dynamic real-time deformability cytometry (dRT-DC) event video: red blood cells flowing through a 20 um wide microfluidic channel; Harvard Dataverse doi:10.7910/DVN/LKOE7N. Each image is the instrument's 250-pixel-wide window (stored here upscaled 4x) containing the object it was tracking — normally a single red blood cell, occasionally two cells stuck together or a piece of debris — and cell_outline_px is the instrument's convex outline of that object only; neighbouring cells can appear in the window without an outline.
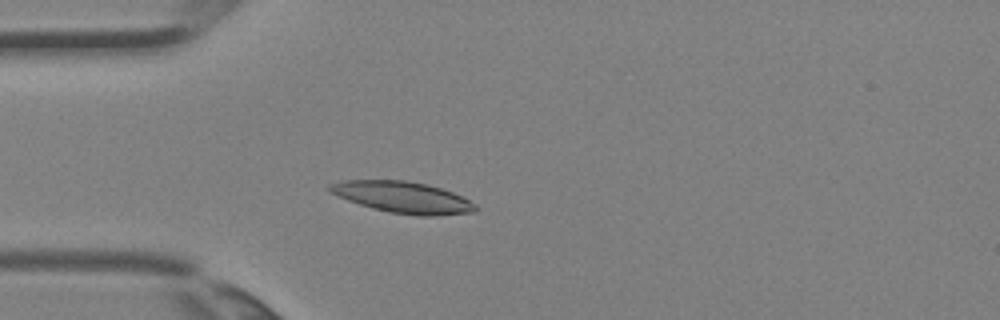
{"species": "Egyptian fruit bat (a non-hibernating species)", "species_latin": "Rousettus aegyptiacus", "temperature_condition": "room temperature", "stored_images_in_passage": 3, "camera_frame_rate_fps": 3000, "um_per_image_px": 0.085, "animal": {"sex": "female"}, "frame": {"image": 1, "passage_image": 3, "time_ms": 0.667, "image_size_px": [1000, 320], "cell_outline_px": [[476, 212], [436, 216], [420, 216], [388, 212], [372, 208], [348, 200], [332, 192], [328, 188], [328, 184], [344, 180], [408, 180], [428, 184], [452, 192], [476, 204]], "centroid_in_image_um": [34.26, 16.77], "position_along_channel_um": 50.7, "area_um2": 26.59}}